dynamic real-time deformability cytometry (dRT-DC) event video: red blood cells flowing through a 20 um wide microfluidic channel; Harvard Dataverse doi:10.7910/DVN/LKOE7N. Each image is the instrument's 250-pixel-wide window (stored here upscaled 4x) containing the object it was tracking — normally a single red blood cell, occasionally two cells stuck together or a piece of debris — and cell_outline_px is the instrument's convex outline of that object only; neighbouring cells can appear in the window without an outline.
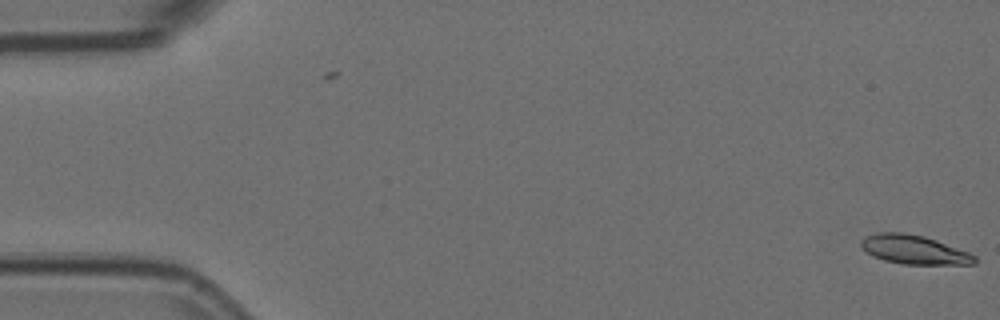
{"species": "Egyptian fruit bat (a non-hibernating species)", "species_latin": "Rousettus aegyptiacus", "temperature_condition": "room temperature", "stored_images_in_passage": 4, "camera_frame_rate_fps": 3000, "um_per_image_px": 0.085, "animal": {"sex": "female"}, "frame": {"image": 1, "passage_image": 4, "time_ms": 1.0, "image_size_px": [1000, 320], "cell_outline_px": [[976, 264], [904, 264], [884, 260], [872, 256], [860, 248], [860, 240], [864, 236], [880, 232], [904, 232], [924, 236], [936, 240], [968, 252], [976, 256]], "centroid_in_image_um": [77.64, 21.21], "position_along_channel_um": 7.4, "area_um2": 19.25}}